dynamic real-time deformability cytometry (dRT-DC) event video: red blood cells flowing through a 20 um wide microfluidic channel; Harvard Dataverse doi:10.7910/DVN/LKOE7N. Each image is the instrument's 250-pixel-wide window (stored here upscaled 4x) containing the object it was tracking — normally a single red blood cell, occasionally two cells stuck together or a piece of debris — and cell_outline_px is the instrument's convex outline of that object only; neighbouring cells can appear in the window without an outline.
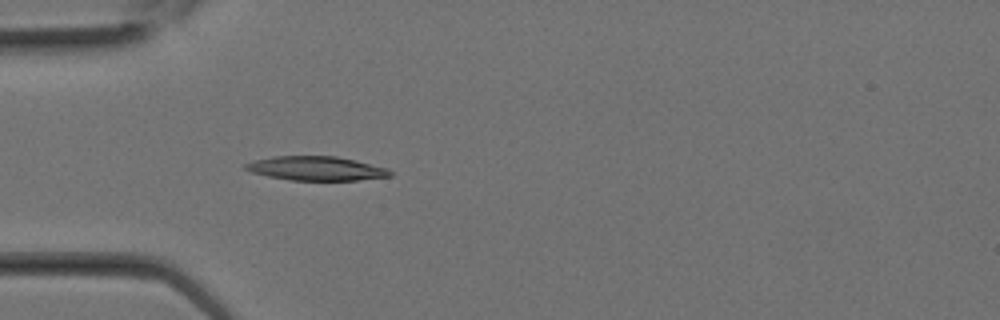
{"species": "Egyptian fruit bat (a non-hibernating species)", "species_latin": "Rousettus aegyptiacus", "temperature_condition": "room temperature", "stored_images_in_passage": 3, "camera_frame_rate_fps": 3000, "um_per_image_px": 0.085, "animal": {"sex": "female"}, "frame": {"image": 1, "passage_image": 3, "time_ms": 0.667, "image_size_px": [1000, 320], "cell_outline_px": [[392, 176], [356, 180], [292, 180], [268, 176], [252, 172], [244, 168], [244, 164], [256, 160], [272, 156], [336, 156], [356, 160], [388, 168], [392, 172]], "centroid_in_image_um": [26.9, 14.31], "position_along_channel_um": 58.1, "area_um2": 20.23}}